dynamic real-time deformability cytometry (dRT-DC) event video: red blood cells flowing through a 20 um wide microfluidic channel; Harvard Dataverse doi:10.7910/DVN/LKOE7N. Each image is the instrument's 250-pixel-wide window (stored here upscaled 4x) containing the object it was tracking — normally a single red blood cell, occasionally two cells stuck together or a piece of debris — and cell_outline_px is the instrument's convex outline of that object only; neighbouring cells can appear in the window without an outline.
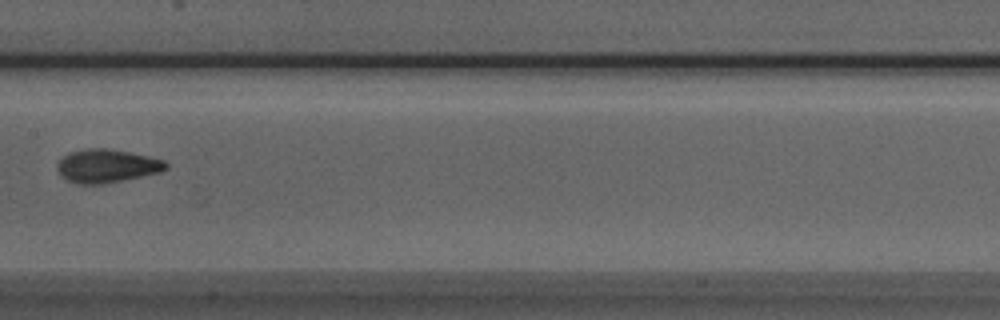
{"species": "Egyptian fruit bat (a non-hibernating species)", "species_latin": "Rousettus aegyptiacus", "temperature_condition": "room temperature", "stored_images_in_passage": 4, "camera_frame_rate_fps": 3000, "um_per_image_px": 0.085, "animal": {"sex": "male"}, "frame": {"image": 1, "passage_image": 4, "time_ms": 1.0, "image_size_px": [1000, 320], "cell_outline_px": [[168, 168], [160, 172], [104, 184], [80, 184], [68, 180], [60, 176], [56, 168], [56, 164], [68, 152], [88, 148], [104, 148], [128, 152], [148, 156], [164, 160], [168, 164]], "centroid_in_image_um": [9.06, 14.1], "position_along_channel_um": 198.3, "area_um2": 21.1}}